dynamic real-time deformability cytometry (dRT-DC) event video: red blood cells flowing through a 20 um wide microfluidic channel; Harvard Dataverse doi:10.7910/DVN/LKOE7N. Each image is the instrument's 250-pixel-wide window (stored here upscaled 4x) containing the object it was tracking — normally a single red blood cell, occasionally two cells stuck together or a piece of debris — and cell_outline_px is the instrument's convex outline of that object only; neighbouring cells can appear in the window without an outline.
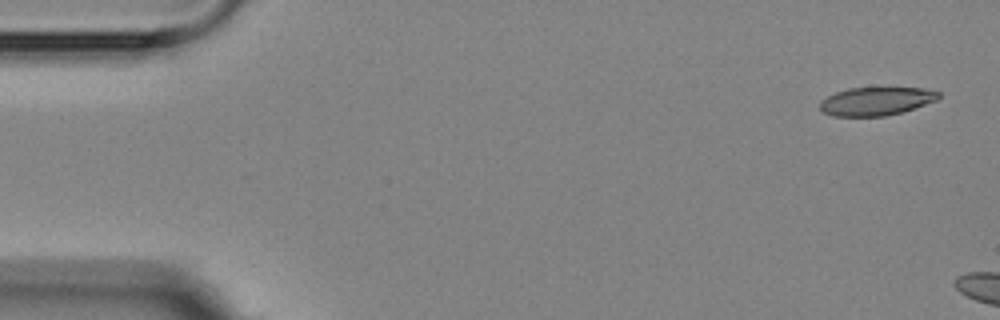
{"species": "Egyptian fruit bat (a non-hibernating species)", "species_latin": "Rousettus aegyptiacus", "temperature_condition": "room temperature", "stored_images_in_passage": 3, "camera_frame_rate_fps": 3000, "um_per_image_px": 0.085, "animal": {"sex": "female"}, "frame": {"image": 1, "passage_image": 1, "time_ms": 0.0, "image_size_px": [1000, 320], "cell_outline_px": [[940, 96], [936, 100], [904, 112], [884, 116], [832, 116], [824, 112], [820, 108], [820, 100], [836, 92], [848, 88], [924, 88], [940, 92]], "centroid_in_image_um": [74.47, 8.6], "position_along_channel_um": 10.5, "area_um2": 19.54}}